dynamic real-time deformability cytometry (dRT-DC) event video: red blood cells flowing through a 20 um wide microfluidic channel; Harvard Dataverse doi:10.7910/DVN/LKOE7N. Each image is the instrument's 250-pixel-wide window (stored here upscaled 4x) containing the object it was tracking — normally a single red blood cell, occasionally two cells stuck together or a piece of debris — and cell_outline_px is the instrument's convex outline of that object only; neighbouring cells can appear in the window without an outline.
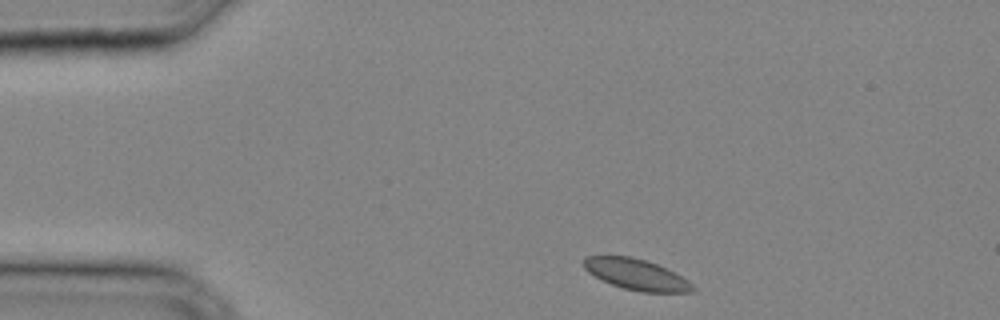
{"species": "common noctule bat (a hibernating species)", "species_latin": "Nyctalus noctula", "temperature_condition": "cold", "stored_images_in_passage": 5, "camera_frame_rate_fps": 3000, "um_per_image_px": 0.085, "animal": {"sex": "male", "body_mass_g": 20.4}, "frame": {"image": 1, "passage_image": 1, "time_ms": 0.0, "image_size_px": [1000, 320], "cell_outline_px": [[696, 292], [640, 292], [624, 288], [612, 284], [588, 272], [584, 268], [584, 256], [632, 256], [656, 264], [688, 280], [696, 288]], "centroid_in_image_um": [54.1, 23.33], "position_along_channel_um": 30.9, "area_um2": 19.31}}